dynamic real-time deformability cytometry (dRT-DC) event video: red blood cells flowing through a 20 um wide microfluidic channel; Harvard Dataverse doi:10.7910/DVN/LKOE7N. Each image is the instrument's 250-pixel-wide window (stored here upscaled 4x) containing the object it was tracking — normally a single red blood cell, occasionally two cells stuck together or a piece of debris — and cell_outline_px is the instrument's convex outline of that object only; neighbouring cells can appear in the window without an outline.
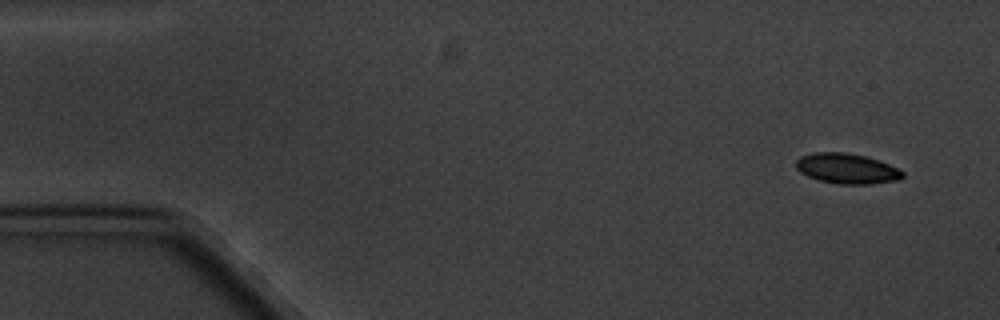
{"species": "common noctule bat (a hibernating species)", "species_latin": "Nyctalus noctula", "temperature_condition": "cold", "stored_images_in_passage": 4, "camera_frame_rate_fps": 3000, "um_per_image_px": 0.085, "animal": {"sex": "male", "body_mass_g": 20.1, "forearm_length_mm": 53.5}, "frame": {"image": 1, "passage_image": 1, "time_ms": 0.0, "image_size_px": [1000, 320], "cell_outline_px": [[904, 176], [900, 180], [872, 184], [840, 184], [816, 180], [800, 172], [796, 168], [796, 160], [800, 156], [816, 152], [844, 152], [864, 156], [900, 168], [904, 172]], "centroid_in_image_um": [71.99, 14.34], "position_along_channel_um": 13.0, "area_um2": 18.9}}
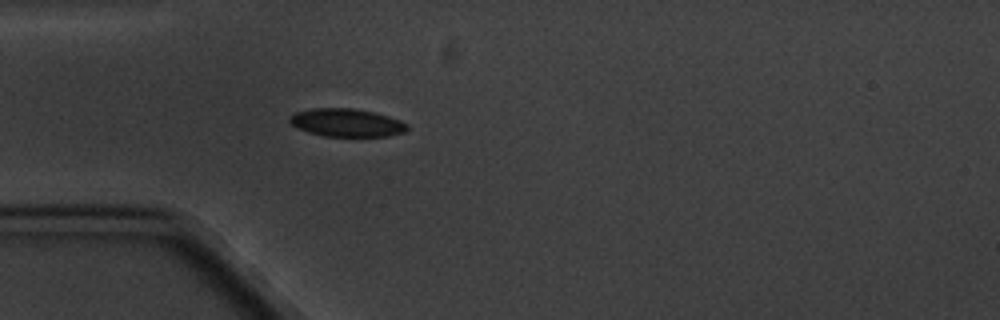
{"frame": {"image": 2, "passage_image": 4, "time_ms": 4.333, "image_size_px": [1000, 320], "cell_outline_px": [[408, 128], [404, 132], [388, 136], [324, 136], [308, 132], [296, 128], [288, 120], [288, 116], [296, 112], [312, 108], [352, 108], [372, 112], [388, 116], [400, 120], [408, 124]], "centroid_in_image_um": [29.43, 10.43], "position_along_channel_um": 55.6, "area_um2": 19.19}}